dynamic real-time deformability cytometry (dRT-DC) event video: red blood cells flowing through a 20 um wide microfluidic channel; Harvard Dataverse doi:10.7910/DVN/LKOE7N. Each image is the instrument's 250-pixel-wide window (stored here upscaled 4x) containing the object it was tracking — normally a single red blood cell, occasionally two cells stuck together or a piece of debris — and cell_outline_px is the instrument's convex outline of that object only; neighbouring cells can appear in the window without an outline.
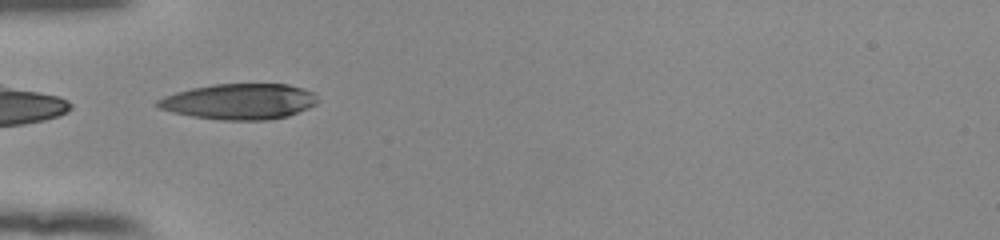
{"species": "human", "species_latin": "Homo sapiens", "temperature_condition": "room temperature", "stored_images_in_passage": 36, "camera_frame_rate_fps": 3000, "um_per_image_px": 0.085, "donor": {"sex": "female"}, "frame": {"image": 1, "passage_image": 1, "time_ms": 0.0, "image_size_px": [1000, 240], "cell_outline_px": [[320, 100], [316, 104], [308, 108], [288, 116], [268, 120], [220, 120], [192, 116], [172, 112], [160, 108], [156, 104], [156, 100], [164, 96], [176, 92], [192, 88], [212, 84], [288, 84], [304, 88], [316, 92]], "centroid_in_image_um": [20.4, 8.62], "position_along_channel_um": 64.6, "area_um2": 33.58}}
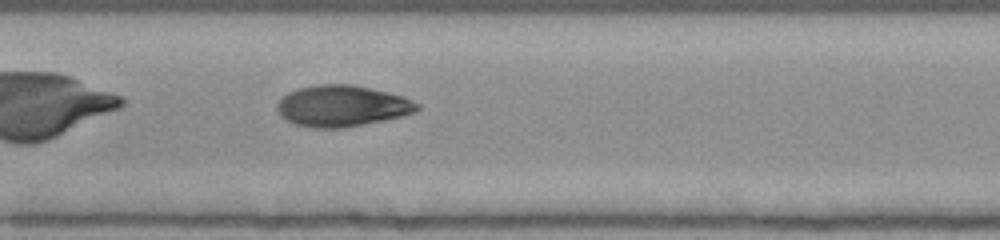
{"frame": {"image": 2, "passage_image": 10, "time_ms": 3.0, "image_size_px": [1000, 240], "cell_outline_px": [[420, 108], [416, 112], [404, 116], [344, 128], [312, 128], [296, 124], [280, 116], [276, 108], [276, 104], [288, 92], [300, 88], [316, 84], [352, 84], [388, 92], [404, 96], [420, 104]], "centroid_in_image_um": [29.1, 9.01], "position_along_channel_um": 178.3, "area_um2": 33.81}}
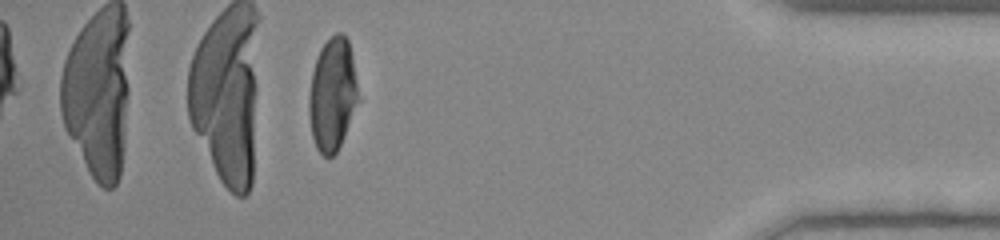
{"frame": {"image": 3, "passage_image": 31, "time_ms": 10.0, "image_size_px": [1000, 240], "cell_outline_px": [[360, 100], [340, 144], [336, 152], [332, 156], [324, 156], [316, 148], [312, 136], [308, 112], [308, 96], [312, 72], [316, 56], [320, 48], [336, 32], [344, 32], [348, 40]], "centroid_in_image_um": [28.24, 8.02], "position_along_channel_um": 407.0, "area_um2": 32.48}, "authors_computed_cell_mechanics": {"area_um2": 33.3217, "velocity_mm_per_s": 3.8757, "shape_relaxation_time_tau1_ms": 6.2924, "shape_relaxation_time_tau2_ms": 1.5649, "deformation_change_tau1": 0.2406, "deformation_change_tau2": 0.0653}}